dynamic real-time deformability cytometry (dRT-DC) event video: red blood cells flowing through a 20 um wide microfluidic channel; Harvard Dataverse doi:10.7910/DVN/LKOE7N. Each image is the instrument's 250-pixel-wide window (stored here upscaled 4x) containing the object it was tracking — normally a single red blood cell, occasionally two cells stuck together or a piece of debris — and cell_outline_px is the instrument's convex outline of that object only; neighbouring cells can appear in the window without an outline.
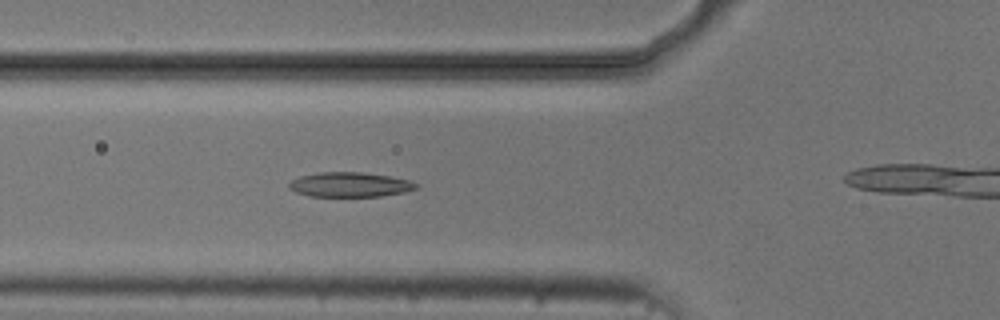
{"species": "common noctule bat (a hibernating species)", "species_latin": "Nyctalus noctula", "temperature_condition": "cold", "stored_images_in_passage": 6, "camera_frame_rate_fps": 3000, "um_per_image_px": 0.085, "animal": {"sex": "male", "body_mass_g": 20.5, "forearm_length_mm": 52.5}, "frame": {"image": 1, "passage_image": 5, "time_ms": 4.667, "image_size_px": [1000, 320], "cell_outline_px": [[420, 188], [404, 192], [380, 196], [308, 196], [296, 192], [288, 188], [288, 184], [292, 180], [300, 176], [320, 172], [364, 172], [388, 176], [408, 180], [420, 184]], "centroid_in_image_um": [29.75, 15.69], "position_along_channel_um": 96.0, "area_um2": 18.32}}